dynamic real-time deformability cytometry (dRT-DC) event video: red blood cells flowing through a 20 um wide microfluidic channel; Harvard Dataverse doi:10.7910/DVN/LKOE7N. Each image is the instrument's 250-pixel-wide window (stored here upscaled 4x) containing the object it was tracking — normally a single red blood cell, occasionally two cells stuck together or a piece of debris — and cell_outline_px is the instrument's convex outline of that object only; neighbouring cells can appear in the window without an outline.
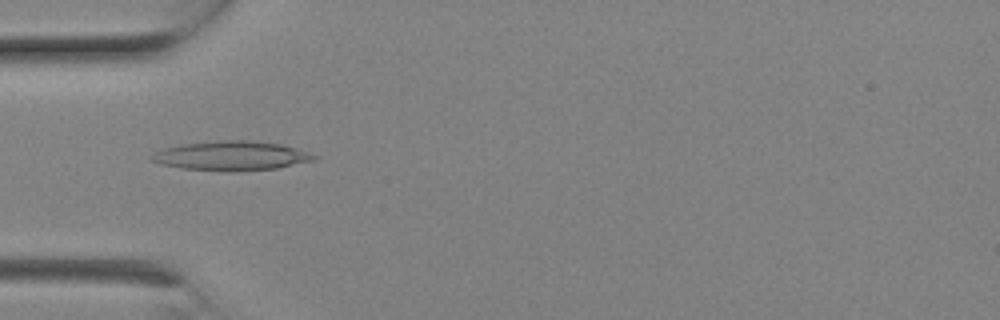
{"species": "Egyptian fruit bat (a non-hibernating species)", "species_latin": "Rousettus aegyptiacus", "temperature_condition": "room temperature", "stored_images_in_passage": 7, "camera_frame_rate_fps": 3000, "um_per_image_px": 0.085, "animal": {"sex": "female"}, "frame": {"image": 1, "passage_image": 6, "time_ms": 1.667, "image_size_px": [1000, 320], "cell_outline_px": [[320, 156], [316, 160], [276, 168], [232, 172], [184, 168], [160, 164], [152, 160], [152, 156], [156, 152], [164, 148], [180, 144], [220, 140], [244, 140], [280, 144], [296, 148]], "centroid_in_image_um": [19.71, 13.24], "position_along_channel_um": 65.3, "area_um2": 27.63}}
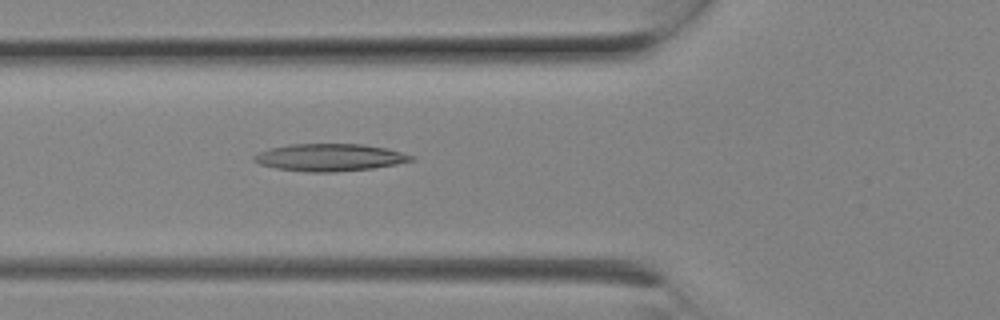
{"frame": {"image": 2, "passage_image": 7, "time_ms": 2.0, "image_size_px": [1000, 320], "cell_outline_px": [[416, 160], [396, 164], [372, 168], [336, 172], [308, 172], [276, 168], [260, 164], [252, 160], [252, 156], [260, 152], [272, 148], [288, 144], [364, 144], [384, 148], [416, 156]], "centroid_in_image_um": [28.04, 13.38], "position_along_channel_um": 97.8, "area_um2": 24.97}}